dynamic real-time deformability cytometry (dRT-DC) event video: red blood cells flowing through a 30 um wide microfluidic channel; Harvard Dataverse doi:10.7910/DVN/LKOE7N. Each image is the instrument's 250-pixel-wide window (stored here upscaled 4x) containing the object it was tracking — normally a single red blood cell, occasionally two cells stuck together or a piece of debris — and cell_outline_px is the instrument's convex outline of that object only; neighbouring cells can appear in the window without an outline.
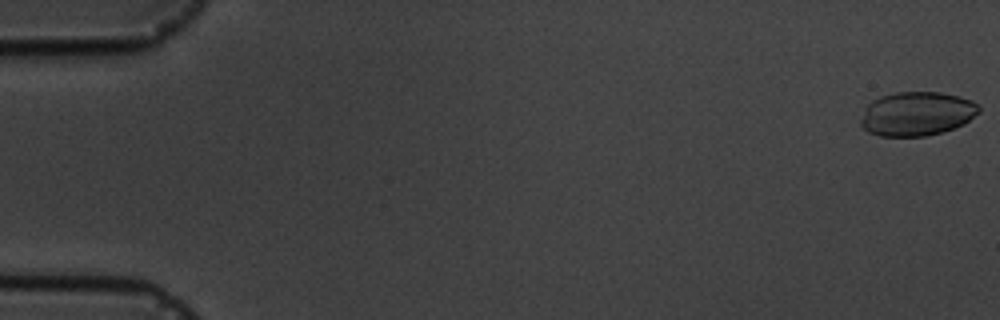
{"species": "common noctule bat (a hibernating species)", "species_latin": "Nyctalus noctula", "temperature_condition": "cold", "stored_images_in_passage": 4, "camera_frame_rate_fps": 3000, "um_per_image_px": 0.085, "animal": {"sex": "male", "body_mass_g": 19.5, "forearm_length_mm": 54.6}, "frame": {"image": 1, "passage_image": 1, "time_ms": 0.0, "image_size_px": [1000, 320], "cell_outline_px": [[980, 112], [964, 124], [940, 132], [924, 136], [880, 136], [868, 132], [860, 124], [860, 120], [864, 108], [872, 100], [880, 96], [896, 92], [940, 92], [972, 100], [980, 108]], "centroid_in_image_um": [77.9, 9.66], "position_along_channel_um": 7.1, "area_um2": 30.29}}